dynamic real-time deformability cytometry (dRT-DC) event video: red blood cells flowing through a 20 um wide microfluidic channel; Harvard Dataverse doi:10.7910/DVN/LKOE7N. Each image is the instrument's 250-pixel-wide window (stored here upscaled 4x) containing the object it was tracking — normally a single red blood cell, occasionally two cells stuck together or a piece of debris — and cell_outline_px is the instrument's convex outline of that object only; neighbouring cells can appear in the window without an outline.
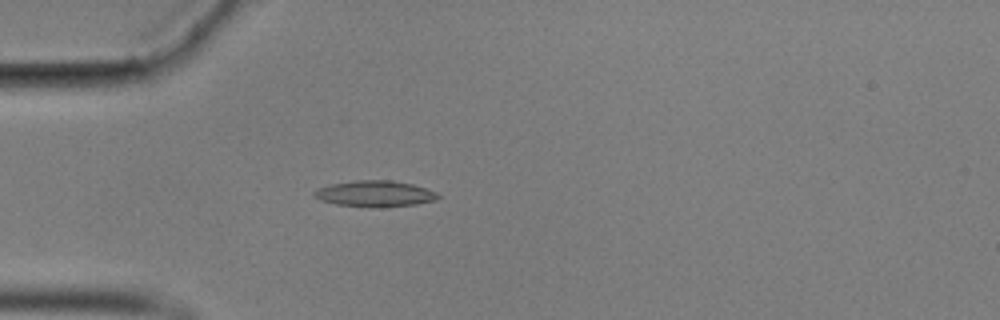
{"species": "common noctule bat (a hibernating species)", "species_latin": "Nyctalus noctula", "temperature_condition": "cold", "stored_images_in_passage": 51, "camera_frame_rate_fps": 3000, "um_per_image_px": 0.085, "animal": {"sex": "male", "body_mass_g": 17.9}, "frame": {"image": 1, "passage_image": 10, "time_ms": 3.0, "image_size_px": [1000, 320], "cell_outline_px": [[440, 196], [436, 200], [416, 204], [380, 208], [372, 208], [336, 204], [320, 200], [312, 196], [312, 192], [316, 188], [332, 184], [356, 180], [392, 180], [412, 184], [436, 192]], "centroid_in_image_um": [31.83, 16.47], "position_along_channel_um": 53.2, "area_um2": 19.02}}
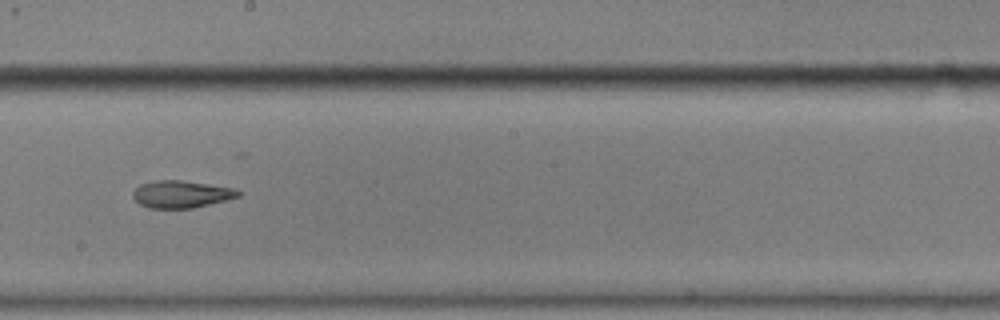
{"frame": {"image": 2, "passage_image": 26, "time_ms": 8.333, "image_size_px": [1000, 320], "cell_outline_px": [[240, 196], [192, 208], [148, 208], [140, 204], [132, 196], [132, 192], [140, 184], [156, 180], [180, 180], [236, 188], [240, 192]], "centroid_in_image_um": [15.38, 16.5], "position_along_channel_um": 232.8, "area_um2": 16.59}}
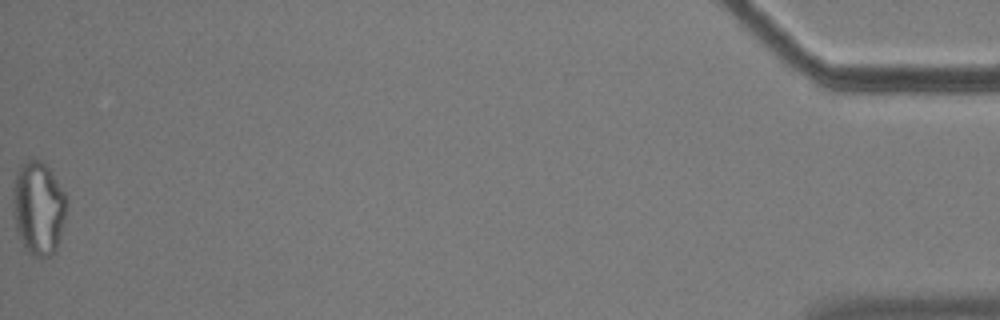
{"frame": {"image": 3, "passage_image": 51, "time_ms": 16.667, "image_size_px": [1000, 320], "cell_outline_px": [[68, 204], [64, 220], [56, 248], [52, 256], [32, 256], [24, 248], [20, 240], [16, 228], [12, 212], [12, 192], [16, 172], [20, 164], [28, 156], [44, 160], [52, 172], [64, 192], [68, 200]], "centroid_in_image_um": [3.24, 17.61], "position_along_channel_um": 432.0, "area_um2": 30.0}, "authors_computed_cell_mechanics": {"area_um2": 17.7446, "velocity_mm_per_s": 3.5279, "shape_relaxation_time_tau1_ms": null, "shape_relaxation_time_tau2_ms": 5.0924, "deformation_change_tau1": null, "deformation_change_tau2": 0.1273}}